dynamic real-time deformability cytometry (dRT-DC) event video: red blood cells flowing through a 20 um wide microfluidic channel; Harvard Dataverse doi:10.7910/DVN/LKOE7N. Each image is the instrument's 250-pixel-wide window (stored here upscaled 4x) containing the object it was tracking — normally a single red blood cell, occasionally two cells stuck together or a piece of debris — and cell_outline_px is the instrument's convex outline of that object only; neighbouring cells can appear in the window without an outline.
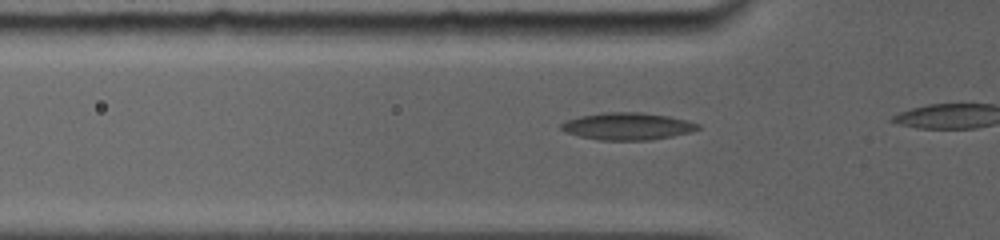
{"species": "common noctule bat (a hibernating species)", "species_latin": "Nyctalus noctula", "temperature_condition": "room temperature", "stored_images_in_passage": 7, "camera_frame_rate_fps": 5000, "um_per_image_px": 0.085, "animal": {"sex": "female", "body_mass_g": 19.0, "forearm_length_mm": 56.7}, "frame": {"image": 1, "passage_image": 3, "time_ms": 0.6, "image_size_px": [1000, 240], "cell_outline_px": [[700, 128], [688, 132], [672, 136], [648, 140], [600, 140], [580, 136], [564, 132], [560, 128], [560, 124], [568, 120], [580, 116], [604, 112], [640, 112], [668, 116], [688, 120], [700, 124]], "centroid_in_image_um": [53.32, 10.73], "position_along_channel_um": 72.5, "area_um2": 21.56}}
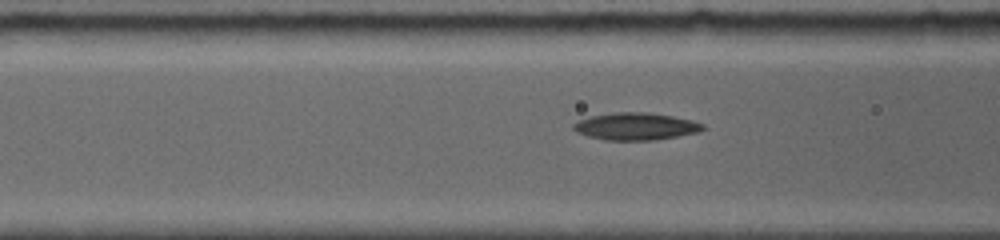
{"frame": {"image": 2, "passage_image": 6, "time_ms": 1.6, "image_size_px": [1000, 240], "cell_outline_px": [[708, 128], [700, 132], [656, 140], [604, 140], [588, 136], [576, 132], [572, 128], [572, 124], [576, 120], [592, 116], [612, 112], [648, 112], [672, 116], [692, 120], [704, 124]], "centroid_in_image_um": [54.05, 10.74], "position_along_channel_um": 112.6, "area_um2": 20.87}}